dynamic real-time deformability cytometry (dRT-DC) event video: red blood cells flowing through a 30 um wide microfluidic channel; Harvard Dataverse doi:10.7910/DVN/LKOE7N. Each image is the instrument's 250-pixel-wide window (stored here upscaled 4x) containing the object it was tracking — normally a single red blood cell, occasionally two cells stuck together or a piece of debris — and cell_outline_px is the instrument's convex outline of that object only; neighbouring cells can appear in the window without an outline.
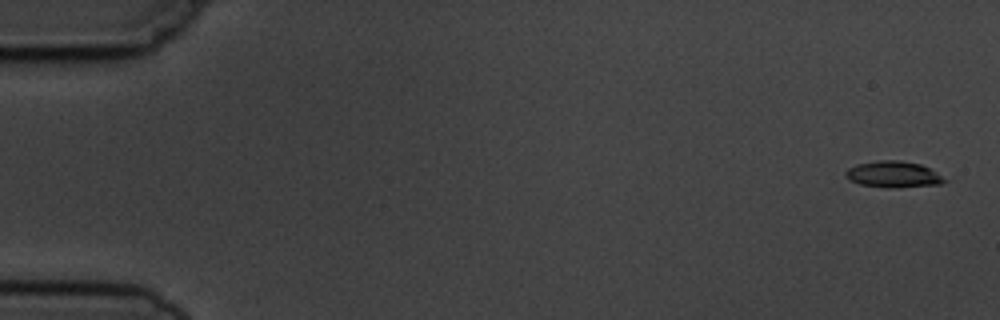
{"species": "common noctule bat (a hibernating species)", "species_latin": "Nyctalus noctula", "temperature_condition": "cold", "stored_images_in_passage": 5, "camera_frame_rate_fps": 3000, "um_per_image_px": 0.085, "animal": {"sex": "male", "body_mass_g": 19.5, "forearm_length_mm": 54.6}, "frame": {"image": 1, "passage_image": 1, "time_ms": 0.0, "image_size_px": [1000, 320], "cell_outline_px": [[948, 180], [940, 184], [896, 188], [888, 188], [860, 184], [848, 180], [844, 176], [844, 172], [848, 168], [856, 164], [880, 160], [900, 160], [920, 164], [936, 172]], "centroid_in_image_um": [75.9, 14.82], "position_along_channel_um": 9.1, "area_um2": 15.26}}
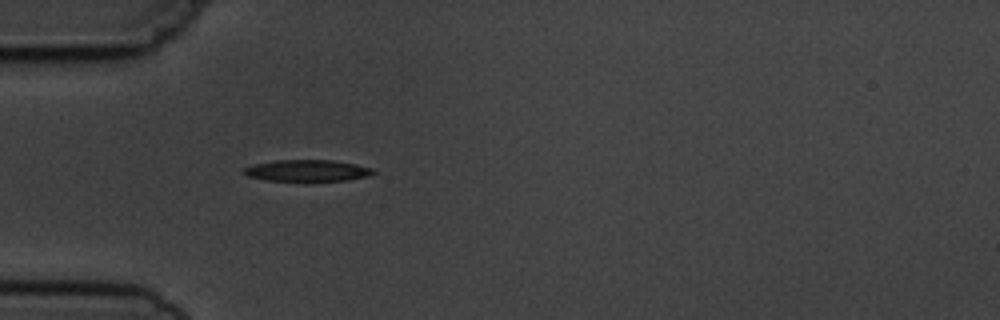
{"frame": {"image": 2, "passage_image": 5, "time_ms": 5.0, "image_size_px": [1000, 320], "cell_outline_px": [[376, 172], [368, 176], [348, 180], [308, 184], [264, 180], [248, 176], [240, 172], [244, 168], [256, 164], [276, 160], [332, 160], [356, 164], [372, 168]], "centroid_in_image_um": [26.11, 14.55], "position_along_channel_um": 58.9, "area_um2": 17.22}}